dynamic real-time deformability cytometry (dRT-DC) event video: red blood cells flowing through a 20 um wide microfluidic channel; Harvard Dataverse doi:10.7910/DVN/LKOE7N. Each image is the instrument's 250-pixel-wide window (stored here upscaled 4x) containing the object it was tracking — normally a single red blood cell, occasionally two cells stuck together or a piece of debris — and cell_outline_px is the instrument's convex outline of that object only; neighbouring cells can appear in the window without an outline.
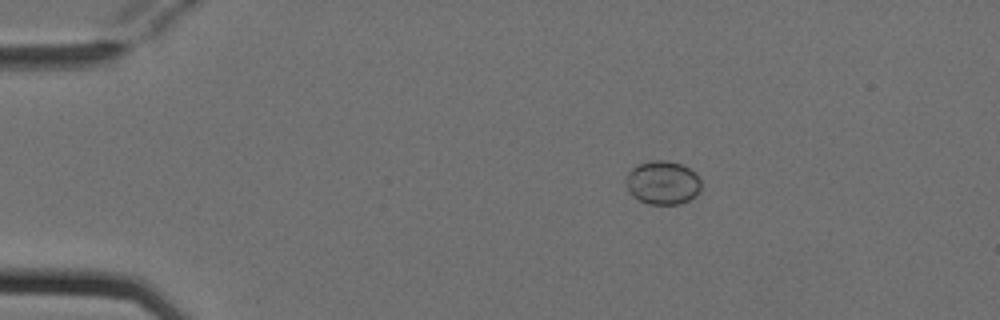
{"species": "Egyptian fruit bat (a non-hibernating species)", "species_latin": "Rousettus aegyptiacus", "temperature_condition": "cold", "stored_images_in_passage": 4, "camera_frame_rate_fps": 3000, "um_per_image_px": 0.085, "animal": {"sex": "female"}, "frame": {"image": 1, "passage_image": 2, "time_ms": 0.333, "image_size_px": [1000, 320], "cell_outline_px": [[700, 192], [696, 196], [680, 204], [648, 204], [632, 196], [628, 192], [624, 180], [628, 172], [632, 168], [640, 164], [652, 160], [668, 160], [680, 164], [696, 172], [700, 180]], "centroid_in_image_um": [56.31, 15.53], "position_along_channel_um": 28.7, "area_um2": 19.31}}
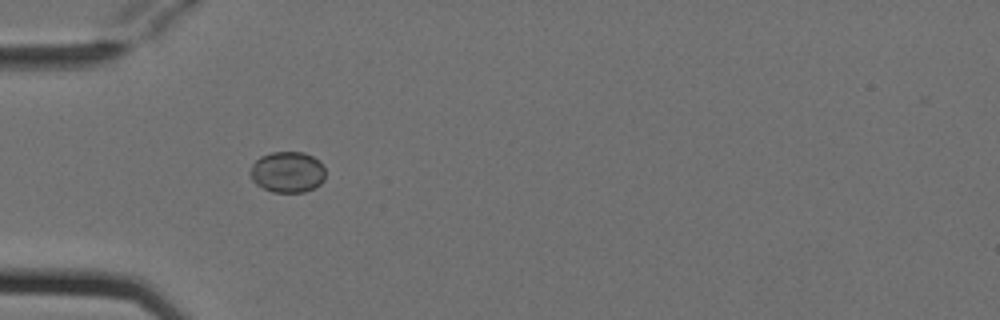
{"frame": {"image": 2, "passage_image": 4, "time_ms": 1.0, "image_size_px": [1000, 320], "cell_outline_px": [[324, 180], [320, 184], [304, 192], [272, 192], [256, 184], [252, 180], [252, 164], [260, 156], [272, 152], [304, 152], [312, 156], [324, 168]], "centroid_in_image_um": [24.43, 14.62], "position_along_channel_um": 60.6, "area_um2": 17.69}}